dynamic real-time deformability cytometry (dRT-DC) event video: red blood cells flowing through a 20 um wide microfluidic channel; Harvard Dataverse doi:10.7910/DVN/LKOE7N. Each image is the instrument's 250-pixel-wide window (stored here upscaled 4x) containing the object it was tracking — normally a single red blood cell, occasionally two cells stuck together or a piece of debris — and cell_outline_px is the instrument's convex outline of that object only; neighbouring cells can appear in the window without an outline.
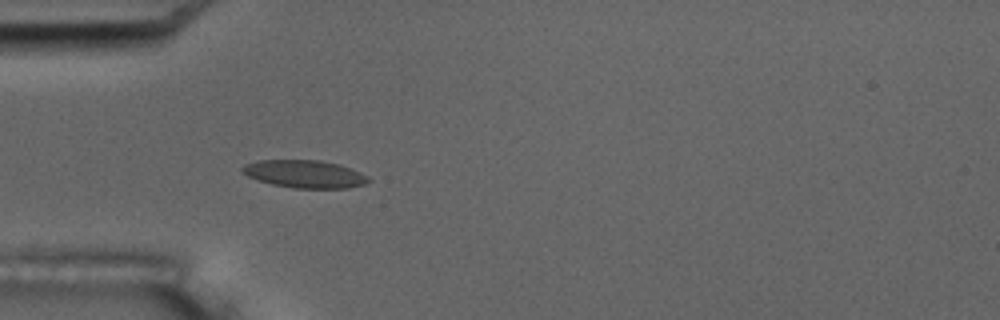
{"species": "common noctule bat (a hibernating species)", "species_latin": "Nyctalus noctula", "temperature_condition": "room temperature", "stored_images_in_passage": 5, "camera_frame_rate_fps": 3000, "um_per_image_px": 0.085, "animal": {"sex": "male", "body_mass_g": 17.5, "forearm_length_mm": 52.3}, "frame": {"image": 1, "passage_image": 5, "time_ms": 4.667, "image_size_px": [1000, 320], "cell_outline_px": [[372, 180], [364, 184], [348, 188], [292, 188], [272, 184], [248, 176], [240, 172], [240, 168], [244, 164], [256, 160], [320, 160], [340, 164], [360, 172], [368, 176]], "centroid_in_image_um": [25.89, 14.78], "position_along_channel_um": 59.1, "area_um2": 20.52}}